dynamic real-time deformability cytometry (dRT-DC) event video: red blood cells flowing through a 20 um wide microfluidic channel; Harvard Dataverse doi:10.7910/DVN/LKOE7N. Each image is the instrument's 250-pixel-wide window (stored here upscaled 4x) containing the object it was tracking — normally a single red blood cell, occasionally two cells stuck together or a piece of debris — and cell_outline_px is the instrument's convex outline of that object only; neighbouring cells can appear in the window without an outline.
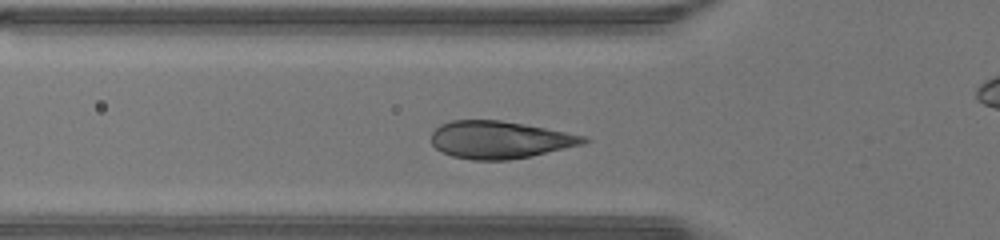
{"species": "human", "species_latin": "Homo sapiens", "temperature_condition": "warm", "stored_images_in_passage": 32, "camera_frame_rate_fps": 3000, "um_per_image_px": 0.085, "donor": {"sex": "male"}, "frame": {"image": 1, "passage_image": 10, "time_ms": 3.0, "image_size_px": [1000, 240], "cell_outline_px": [[592, 140], [584, 144], [532, 156], [508, 160], [472, 160], [452, 156], [436, 148], [432, 144], [432, 132], [440, 124], [452, 120], [500, 120], [524, 124], [588, 136]], "centroid_in_image_um": [42.52, 11.88], "position_along_channel_um": 83.3, "area_um2": 33.35}}
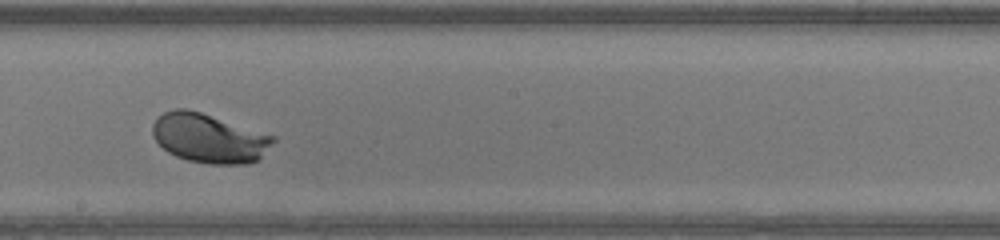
{"frame": {"image": 2, "passage_image": 20, "time_ms": 6.333, "image_size_px": [1000, 240], "cell_outline_px": [[276, 140], [260, 160], [248, 164], [208, 164], [188, 160], [176, 156], [168, 152], [152, 136], [152, 124], [164, 112], [176, 108], [188, 108], [276, 136]], "centroid_in_image_um": [17.81, 11.75], "position_along_channel_um": 230.4, "area_um2": 34.74}}
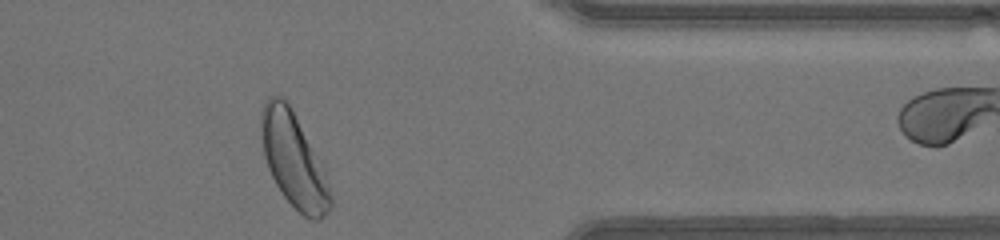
{"frame": {"image": 3, "passage_image": 32, "time_ms": 10.333, "image_size_px": [1000, 240], "cell_outline_px": [[332, 208], [320, 220], [312, 220], [304, 216], [284, 196], [276, 184], [268, 168], [264, 156], [260, 136], [260, 108], [264, 100], [268, 96], [280, 96], [288, 104], [324, 164], [332, 196]], "centroid_in_image_um": [24.97, 13.6], "position_along_channel_um": 386.4, "area_um2": 38.49}, "authors_computed_cell_mechanics": {"area_um2": 34.2754, "velocity_mm_per_s": 4.3985, "shape_relaxation_time_tau1_ms": 1.082, "shape_relaxation_time_tau2_ms": null, "deformation_change_tau1": 0.1132, "deformation_change_tau2": null}}